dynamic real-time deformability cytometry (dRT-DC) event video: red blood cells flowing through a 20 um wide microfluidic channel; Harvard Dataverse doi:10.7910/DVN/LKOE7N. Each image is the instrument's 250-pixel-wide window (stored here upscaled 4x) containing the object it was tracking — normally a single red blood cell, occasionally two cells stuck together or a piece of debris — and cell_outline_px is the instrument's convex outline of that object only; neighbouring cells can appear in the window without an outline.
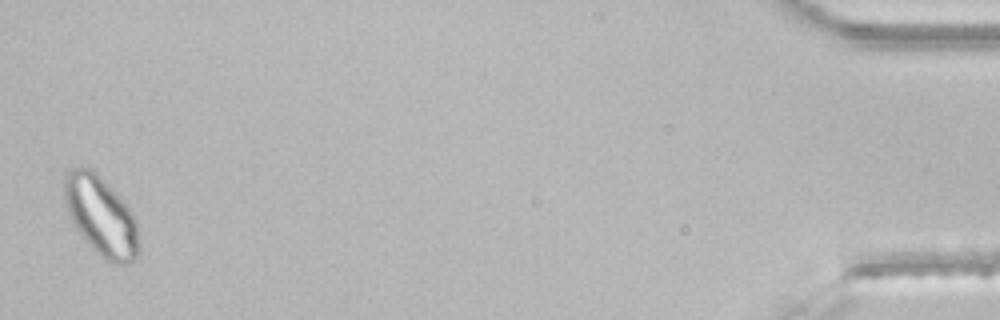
{"species": "common noctule bat (a hibernating species)", "species_latin": "Nyctalus noctula", "temperature_condition": "room temperature", "stored_images_in_passage": 40, "segment_of_instrument_passage": [2, 2], "camera_frame_rate_fps": 3000, "um_per_image_px": 0.085, "animal": {"sex": "male", "body_mass_g": 21.5, "forearm_length_mm": 52.0}, "frame": {"image": 1, "passage_image": 40, "time_ms": 13.0, "image_size_px": [1000, 320], "cell_outline_px": [[140, 248], [136, 256], [128, 264], [112, 264], [104, 260], [84, 240], [76, 228], [68, 212], [64, 200], [64, 176], [76, 164], [80, 164], [96, 168], [132, 212], [136, 220], [140, 244]], "centroid_in_image_um": [8.58, 18.31], "position_along_channel_um": 426.6, "area_um2": 35.26}}